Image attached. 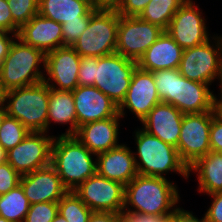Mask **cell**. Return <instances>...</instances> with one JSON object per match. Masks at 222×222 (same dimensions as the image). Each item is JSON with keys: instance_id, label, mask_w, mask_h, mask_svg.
I'll return each instance as SVG.
<instances>
[{"instance_id": "obj_39", "label": "cell", "mask_w": 222, "mask_h": 222, "mask_svg": "<svg viewBox=\"0 0 222 222\" xmlns=\"http://www.w3.org/2000/svg\"><path fill=\"white\" fill-rule=\"evenodd\" d=\"M0 31L17 34L19 27L13 22L7 0H0Z\"/></svg>"}, {"instance_id": "obj_6", "label": "cell", "mask_w": 222, "mask_h": 222, "mask_svg": "<svg viewBox=\"0 0 222 222\" xmlns=\"http://www.w3.org/2000/svg\"><path fill=\"white\" fill-rule=\"evenodd\" d=\"M119 18L115 8L96 7L87 28L72 48L81 57H102L115 53Z\"/></svg>"}, {"instance_id": "obj_46", "label": "cell", "mask_w": 222, "mask_h": 222, "mask_svg": "<svg viewBox=\"0 0 222 222\" xmlns=\"http://www.w3.org/2000/svg\"><path fill=\"white\" fill-rule=\"evenodd\" d=\"M214 110L216 115L222 119V101H214Z\"/></svg>"}, {"instance_id": "obj_3", "label": "cell", "mask_w": 222, "mask_h": 222, "mask_svg": "<svg viewBox=\"0 0 222 222\" xmlns=\"http://www.w3.org/2000/svg\"><path fill=\"white\" fill-rule=\"evenodd\" d=\"M45 56L42 50L15 38L8 55L0 64L2 90L6 92L42 82L45 75L40 67L45 68Z\"/></svg>"}, {"instance_id": "obj_35", "label": "cell", "mask_w": 222, "mask_h": 222, "mask_svg": "<svg viewBox=\"0 0 222 222\" xmlns=\"http://www.w3.org/2000/svg\"><path fill=\"white\" fill-rule=\"evenodd\" d=\"M20 178L21 175L7 161L0 164V195L19 185Z\"/></svg>"}, {"instance_id": "obj_1", "label": "cell", "mask_w": 222, "mask_h": 222, "mask_svg": "<svg viewBox=\"0 0 222 222\" xmlns=\"http://www.w3.org/2000/svg\"><path fill=\"white\" fill-rule=\"evenodd\" d=\"M179 199L177 186L166 177L137 174L125 186L123 211L148 215H171L174 213Z\"/></svg>"}, {"instance_id": "obj_15", "label": "cell", "mask_w": 222, "mask_h": 222, "mask_svg": "<svg viewBox=\"0 0 222 222\" xmlns=\"http://www.w3.org/2000/svg\"><path fill=\"white\" fill-rule=\"evenodd\" d=\"M160 102L153 73L137 67L132 75L126 97L118 107V113L123 118L126 113L124 110L127 108L141 122Z\"/></svg>"}, {"instance_id": "obj_28", "label": "cell", "mask_w": 222, "mask_h": 222, "mask_svg": "<svg viewBox=\"0 0 222 222\" xmlns=\"http://www.w3.org/2000/svg\"><path fill=\"white\" fill-rule=\"evenodd\" d=\"M186 1L187 0H151L139 17L144 21L156 24L166 30L175 12Z\"/></svg>"}, {"instance_id": "obj_40", "label": "cell", "mask_w": 222, "mask_h": 222, "mask_svg": "<svg viewBox=\"0 0 222 222\" xmlns=\"http://www.w3.org/2000/svg\"><path fill=\"white\" fill-rule=\"evenodd\" d=\"M211 206L205 213L207 222H222V192L212 193Z\"/></svg>"}, {"instance_id": "obj_8", "label": "cell", "mask_w": 222, "mask_h": 222, "mask_svg": "<svg viewBox=\"0 0 222 222\" xmlns=\"http://www.w3.org/2000/svg\"><path fill=\"white\" fill-rule=\"evenodd\" d=\"M206 43L183 49L180 74L192 81L211 85L222 71V37L213 36Z\"/></svg>"}, {"instance_id": "obj_21", "label": "cell", "mask_w": 222, "mask_h": 222, "mask_svg": "<svg viewBox=\"0 0 222 222\" xmlns=\"http://www.w3.org/2000/svg\"><path fill=\"white\" fill-rule=\"evenodd\" d=\"M134 154L127 145L121 144L96 155L97 173L126 186L138 174Z\"/></svg>"}, {"instance_id": "obj_2", "label": "cell", "mask_w": 222, "mask_h": 222, "mask_svg": "<svg viewBox=\"0 0 222 222\" xmlns=\"http://www.w3.org/2000/svg\"><path fill=\"white\" fill-rule=\"evenodd\" d=\"M96 155L91 153L75 135L54 137L51 149V166L63 185L73 191L97 172Z\"/></svg>"}, {"instance_id": "obj_52", "label": "cell", "mask_w": 222, "mask_h": 222, "mask_svg": "<svg viewBox=\"0 0 222 222\" xmlns=\"http://www.w3.org/2000/svg\"><path fill=\"white\" fill-rule=\"evenodd\" d=\"M4 99V91L2 90L1 84H0V103L3 102Z\"/></svg>"}, {"instance_id": "obj_33", "label": "cell", "mask_w": 222, "mask_h": 222, "mask_svg": "<svg viewBox=\"0 0 222 222\" xmlns=\"http://www.w3.org/2000/svg\"><path fill=\"white\" fill-rule=\"evenodd\" d=\"M58 214V202L31 204L24 222H52Z\"/></svg>"}, {"instance_id": "obj_45", "label": "cell", "mask_w": 222, "mask_h": 222, "mask_svg": "<svg viewBox=\"0 0 222 222\" xmlns=\"http://www.w3.org/2000/svg\"><path fill=\"white\" fill-rule=\"evenodd\" d=\"M121 0H95L96 7L115 8Z\"/></svg>"}, {"instance_id": "obj_31", "label": "cell", "mask_w": 222, "mask_h": 222, "mask_svg": "<svg viewBox=\"0 0 222 222\" xmlns=\"http://www.w3.org/2000/svg\"><path fill=\"white\" fill-rule=\"evenodd\" d=\"M13 22L20 28L39 13V0H7Z\"/></svg>"}, {"instance_id": "obj_4", "label": "cell", "mask_w": 222, "mask_h": 222, "mask_svg": "<svg viewBox=\"0 0 222 222\" xmlns=\"http://www.w3.org/2000/svg\"><path fill=\"white\" fill-rule=\"evenodd\" d=\"M135 141L137 152L134 158L139 175L164 178V175L170 171L188 179V168L181 161L176 147L163 142L142 128L136 130Z\"/></svg>"}, {"instance_id": "obj_49", "label": "cell", "mask_w": 222, "mask_h": 222, "mask_svg": "<svg viewBox=\"0 0 222 222\" xmlns=\"http://www.w3.org/2000/svg\"><path fill=\"white\" fill-rule=\"evenodd\" d=\"M218 80H220L219 81V86H220V99L219 98H217V96L216 95H214V101H222V71H221V73H220V75H219V77H218Z\"/></svg>"}, {"instance_id": "obj_17", "label": "cell", "mask_w": 222, "mask_h": 222, "mask_svg": "<svg viewBox=\"0 0 222 222\" xmlns=\"http://www.w3.org/2000/svg\"><path fill=\"white\" fill-rule=\"evenodd\" d=\"M72 93L78 127L88 122L121 117L118 106L95 86H77Z\"/></svg>"}, {"instance_id": "obj_29", "label": "cell", "mask_w": 222, "mask_h": 222, "mask_svg": "<svg viewBox=\"0 0 222 222\" xmlns=\"http://www.w3.org/2000/svg\"><path fill=\"white\" fill-rule=\"evenodd\" d=\"M58 213L67 222H88L93 211L84 204L74 191H68L58 201Z\"/></svg>"}, {"instance_id": "obj_18", "label": "cell", "mask_w": 222, "mask_h": 222, "mask_svg": "<svg viewBox=\"0 0 222 222\" xmlns=\"http://www.w3.org/2000/svg\"><path fill=\"white\" fill-rule=\"evenodd\" d=\"M19 184L30 204L58 202L69 191L51 165L21 176Z\"/></svg>"}, {"instance_id": "obj_7", "label": "cell", "mask_w": 222, "mask_h": 222, "mask_svg": "<svg viewBox=\"0 0 222 222\" xmlns=\"http://www.w3.org/2000/svg\"><path fill=\"white\" fill-rule=\"evenodd\" d=\"M137 67V61L123 57L116 52L98 57V61L95 63L93 86L119 107L126 97L132 75Z\"/></svg>"}, {"instance_id": "obj_10", "label": "cell", "mask_w": 222, "mask_h": 222, "mask_svg": "<svg viewBox=\"0 0 222 222\" xmlns=\"http://www.w3.org/2000/svg\"><path fill=\"white\" fill-rule=\"evenodd\" d=\"M165 30L140 17L120 16L116 53L137 61Z\"/></svg>"}, {"instance_id": "obj_51", "label": "cell", "mask_w": 222, "mask_h": 222, "mask_svg": "<svg viewBox=\"0 0 222 222\" xmlns=\"http://www.w3.org/2000/svg\"><path fill=\"white\" fill-rule=\"evenodd\" d=\"M52 222H67V221L60 213H58Z\"/></svg>"}, {"instance_id": "obj_5", "label": "cell", "mask_w": 222, "mask_h": 222, "mask_svg": "<svg viewBox=\"0 0 222 222\" xmlns=\"http://www.w3.org/2000/svg\"><path fill=\"white\" fill-rule=\"evenodd\" d=\"M3 103L8 116L30 132H47L49 86L44 81L4 92Z\"/></svg>"}, {"instance_id": "obj_14", "label": "cell", "mask_w": 222, "mask_h": 222, "mask_svg": "<svg viewBox=\"0 0 222 222\" xmlns=\"http://www.w3.org/2000/svg\"><path fill=\"white\" fill-rule=\"evenodd\" d=\"M81 56L70 46L46 53L43 81L52 89L73 91L78 85ZM52 81V82H51ZM54 81V83H53Z\"/></svg>"}, {"instance_id": "obj_12", "label": "cell", "mask_w": 222, "mask_h": 222, "mask_svg": "<svg viewBox=\"0 0 222 222\" xmlns=\"http://www.w3.org/2000/svg\"><path fill=\"white\" fill-rule=\"evenodd\" d=\"M53 140L54 136H48L47 132H29L22 142L6 152V161L21 176L50 166Z\"/></svg>"}, {"instance_id": "obj_23", "label": "cell", "mask_w": 222, "mask_h": 222, "mask_svg": "<svg viewBox=\"0 0 222 222\" xmlns=\"http://www.w3.org/2000/svg\"><path fill=\"white\" fill-rule=\"evenodd\" d=\"M182 53L183 49L164 31L138 60V67L149 72L179 69Z\"/></svg>"}, {"instance_id": "obj_32", "label": "cell", "mask_w": 222, "mask_h": 222, "mask_svg": "<svg viewBox=\"0 0 222 222\" xmlns=\"http://www.w3.org/2000/svg\"><path fill=\"white\" fill-rule=\"evenodd\" d=\"M152 73L161 102L173 105L174 69L158 70Z\"/></svg>"}, {"instance_id": "obj_47", "label": "cell", "mask_w": 222, "mask_h": 222, "mask_svg": "<svg viewBox=\"0 0 222 222\" xmlns=\"http://www.w3.org/2000/svg\"><path fill=\"white\" fill-rule=\"evenodd\" d=\"M7 112H6V107L4 105V103H0V126L2 125L4 119L6 118L7 116Z\"/></svg>"}, {"instance_id": "obj_26", "label": "cell", "mask_w": 222, "mask_h": 222, "mask_svg": "<svg viewBox=\"0 0 222 222\" xmlns=\"http://www.w3.org/2000/svg\"><path fill=\"white\" fill-rule=\"evenodd\" d=\"M51 121L64 125L70 123L68 130L61 135L76 134L79 127L72 91H59L49 87L47 132Z\"/></svg>"}, {"instance_id": "obj_9", "label": "cell", "mask_w": 222, "mask_h": 222, "mask_svg": "<svg viewBox=\"0 0 222 222\" xmlns=\"http://www.w3.org/2000/svg\"><path fill=\"white\" fill-rule=\"evenodd\" d=\"M215 114V111H205L183 115L176 149L187 168L211 151L209 133Z\"/></svg>"}, {"instance_id": "obj_30", "label": "cell", "mask_w": 222, "mask_h": 222, "mask_svg": "<svg viewBox=\"0 0 222 222\" xmlns=\"http://www.w3.org/2000/svg\"><path fill=\"white\" fill-rule=\"evenodd\" d=\"M29 132L19 120L7 115L0 126V144L7 152L22 142Z\"/></svg>"}, {"instance_id": "obj_42", "label": "cell", "mask_w": 222, "mask_h": 222, "mask_svg": "<svg viewBox=\"0 0 222 222\" xmlns=\"http://www.w3.org/2000/svg\"><path fill=\"white\" fill-rule=\"evenodd\" d=\"M10 34L12 35L10 36ZM14 38H17V34H13L6 31H0V64L8 55L10 46L14 41Z\"/></svg>"}, {"instance_id": "obj_41", "label": "cell", "mask_w": 222, "mask_h": 222, "mask_svg": "<svg viewBox=\"0 0 222 222\" xmlns=\"http://www.w3.org/2000/svg\"><path fill=\"white\" fill-rule=\"evenodd\" d=\"M168 215H148L145 213H135L123 211L121 213L122 222H163Z\"/></svg>"}, {"instance_id": "obj_22", "label": "cell", "mask_w": 222, "mask_h": 222, "mask_svg": "<svg viewBox=\"0 0 222 222\" xmlns=\"http://www.w3.org/2000/svg\"><path fill=\"white\" fill-rule=\"evenodd\" d=\"M122 117L93 121L79 126L75 137L93 154L98 155L118 144L119 120Z\"/></svg>"}, {"instance_id": "obj_38", "label": "cell", "mask_w": 222, "mask_h": 222, "mask_svg": "<svg viewBox=\"0 0 222 222\" xmlns=\"http://www.w3.org/2000/svg\"><path fill=\"white\" fill-rule=\"evenodd\" d=\"M209 140L211 151L222 153V119L216 114L212 117Z\"/></svg>"}, {"instance_id": "obj_13", "label": "cell", "mask_w": 222, "mask_h": 222, "mask_svg": "<svg viewBox=\"0 0 222 222\" xmlns=\"http://www.w3.org/2000/svg\"><path fill=\"white\" fill-rule=\"evenodd\" d=\"M199 9L193 0H187L175 12L165 30L182 49L196 47L210 40L206 20Z\"/></svg>"}, {"instance_id": "obj_16", "label": "cell", "mask_w": 222, "mask_h": 222, "mask_svg": "<svg viewBox=\"0 0 222 222\" xmlns=\"http://www.w3.org/2000/svg\"><path fill=\"white\" fill-rule=\"evenodd\" d=\"M208 84L189 80L174 69L173 106L183 114L214 110V94Z\"/></svg>"}, {"instance_id": "obj_25", "label": "cell", "mask_w": 222, "mask_h": 222, "mask_svg": "<svg viewBox=\"0 0 222 222\" xmlns=\"http://www.w3.org/2000/svg\"><path fill=\"white\" fill-rule=\"evenodd\" d=\"M197 172L198 191L207 195L222 192V153L209 151L188 168Z\"/></svg>"}, {"instance_id": "obj_48", "label": "cell", "mask_w": 222, "mask_h": 222, "mask_svg": "<svg viewBox=\"0 0 222 222\" xmlns=\"http://www.w3.org/2000/svg\"><path fill=\"white\" fill-rule=\"evenodd\" d=\"M163 222H180V219L173 213L168 215Z\"/></svg>"}, {"instance_id": "obj_44", "label": "cell", "mask_w": 222, "mask_h": 222, "mask_svg": "<svg viewBox=\"0 0 222 222\" xmlns=\"http://www.w3.org/2000/svg\"><path fill=\"white\" fill-rule=\"evenodd\" d=\"M174 214L180 219V222H207L205 215L202 219H198L193 213L180 207H176Z\"/></svg>"}, {"instance_id": "obj_36", "label": "cell", "mask_w": 222, "mask_h": 222, "mask_svg": "<svg viewBox=\"0 0 222 222\" xmlns=\"http://www.w3.org/2000/svg\"><path fill=\"white\" fill-rule=\"evenodd\" d=\"M98 57H81L79 72H78V85L79 86H93L95 82V63Z\"/></svg>"}, {"instance_id": "obj_34", "label": "cell", "mask_w": 222, "mask_h": 222, "mask_svg": "<svg viewBox=\"0 0 222 222\" xmlns=\"http://www.w3.org/2000/svg\"><path fill=\"white\" fill-rule=\"evenodd\" d=\"M90 17H79V20L66 21L62 25L63 47L70 46L77 41L89 24Z\"/></svg>"}, {"instance_id": "obj_27", "label": "cell", "mask_w": 222, "mask_h": 222, "mask_svg": "<svg viewBox=\"0 0 222 222\" xmlns=\"http://www.w3.org/2000/svg\"><path fill=\"white\" fill-rule=\"evenodd\" d=\"M30 205L19 184L6 194L0 195V217L10 222H24Z\"/></svg>"}, {"instance_id": "obj_24", "label": "cell", "mask_w": 222, "mask_h": 222, "mask_svg": "<svg viewBox=\"0 0 222 222\" xmlns=\"http://www.w3.org/2000/svg\"><path fill=\"white\" fill-rule=\"evenodd\" d=\"M95 8L89 0H39V14L60 24L91 17Z\"/></svg>"}, {"instance_id": "obj_43", "label": "cell", "mask_w": 222, "mask_h": 222, "mask_svg": "<svg viewBox=\"0 0 222 222\" xmlns=\"http://www.w3.org/2000/svg\"><path fill=\"white\" fill-rule=\"evenodd\" d=\"M88 222H122L121 214L112 212H93Z\"/></svg>"}, {"instance_id": "obj_50", "label": "cell", "mask_w": 222, "mask_h": 222, "mask_svg": "<svg viewBox=\"0 0 222 222\" xmlns=\"http://www.w3.org/2000/svg\"><path fill=\"white\" fill-rule=\"evenodd\" d=\"M4 162H6V151L0 144V164H3Z\"/></svg>"}, {"instance_id": "obj_20", "label": "cell", "mask_w": 222, "mask_h": 222, "mask_svg": "<svg viewBox=\"0 0 222 222\" xmlns=\"http://www.w3.org/2000/svg\"><path fill=\"white\" fill-rule=\"evenodd\" d=\"M183 115L173 105L160 102L141 120L142 129L177 148Z\"/></svg>"}, {"instance_id": "obj_53", "label": "cell", "mask_w": 222, "mask_h": 222, "mask_svg": "<svg viewBox=\"0 0 222 222\" xmlns=\"http://www.w3.org/2000/svg\"><path fill=\"white\" fill-rule=\"evenodd\" d=\"M0 222H10V221H8L7 219H5L3 217H0Z\"/></svg>"}, {"instance_id": "obj_19", "label": "cell", "mask_w": 222, "mask_h": 222, "mask_svg": "<svg viewBox=\"0 0 222 222\" xmlns=\"http://www.w3.org/2000/svg\"><path fill=\"white\" fill-rule=\"evenodd\" d=\"M17 37L45 54L63 47L62 25L39 13L19 28Z\"/></svg>"}, {"instance_id": "obj_37", "label": "cell", "mask_w": 222, "mask_h": 222, "mask_svg": "<svg viewBox=\"0 0 222 222\" xmlns=\"http://www.w3.org/2000/svg\"><path fill=\"white\" fill-rule=\"evenodd\" d=\"M151 0H121L115 7L120 16L139 17Z\"/></svg>"}, {"instance_id": "obj_11", "label": "cell", "mask_w": 222, "mask_h": 222, "mask_svg": "<svg viewBox=\"0 0 222 222\" xmlns=\"http://www.w3.org/2000/svg\"><path fill=\"white\" fill-rule=\"evenodd\" d=\"M73 191L93 212H123L125 185L104 178L97 172Z\"/></svg>"}, {"instance_id": "obj_54", "label": "cell", "mask_w": 222, "mask_h": 222, "mask_svg": "<svg viewBox=\"0 0 222 222\" xmlns=\"http://www.w3.org/2000/svg\"><path fill=\"white\" fill-rule=\"evenodd\" d=\"M95 6V0H89Z\"/></svg>"}]
</instances>
